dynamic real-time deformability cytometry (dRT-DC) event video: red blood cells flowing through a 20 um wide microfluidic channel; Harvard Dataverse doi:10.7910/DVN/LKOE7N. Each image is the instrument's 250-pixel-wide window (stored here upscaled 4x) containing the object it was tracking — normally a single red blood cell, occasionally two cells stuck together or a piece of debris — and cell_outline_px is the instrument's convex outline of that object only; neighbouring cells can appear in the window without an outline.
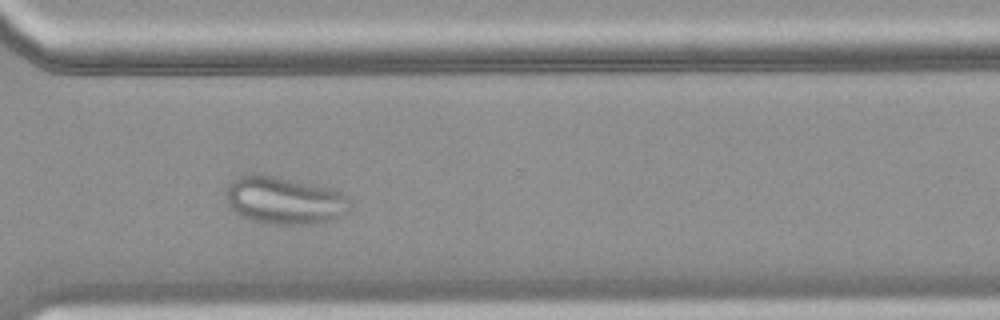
{"species": "common noctule bat (a hibernating species)", "species_latin": "Nyctalus noctula", "temperature_condition": "warm", "stored_images_in_passage": 45, "camera_frame_rate_fps": 3000, "um_per_image_px": 0.085, "animal": {"sex": "female", "body_mass_g": 18.4}, "frame": {"image": 1, "passage_image": 32, "time_ms": 10.333, "image_size_px": [1000, 320], "cell_outline_px": [[348, 212], [336, 220], [308, 224], [264, 224], [240, 216], [224, 200], [224, 192], [232, 180], [240, 176], [252, 172], [256, 172], [276, 176], [332, 188], [340, 192], [348, 200]], "centroid_in_image_um": [24.12, 17.03], "position_along_channel_um": 346.5, "area_um2": 34.85}}